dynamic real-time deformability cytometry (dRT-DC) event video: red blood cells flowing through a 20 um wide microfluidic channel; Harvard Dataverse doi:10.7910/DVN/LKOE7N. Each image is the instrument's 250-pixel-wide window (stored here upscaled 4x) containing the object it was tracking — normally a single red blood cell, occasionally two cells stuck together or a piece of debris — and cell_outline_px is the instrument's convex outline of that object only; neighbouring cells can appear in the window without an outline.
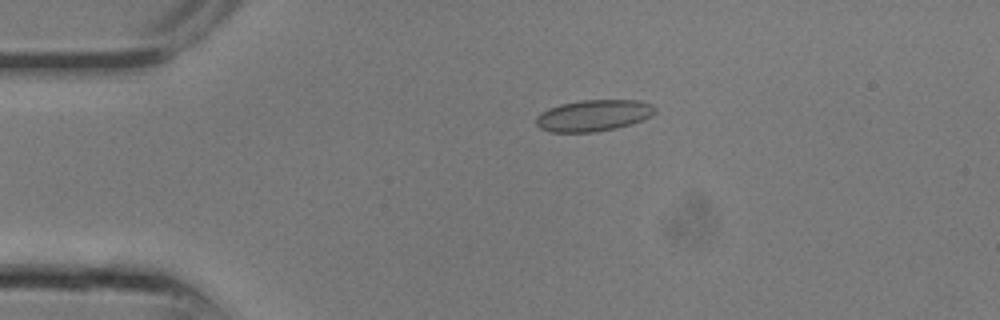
{"species": "common noctule bat (a hibernating species)", "species_latin": "Nyctalus noctula", "temperature_condition": "room temperature", "stored_images_in_passage": 5, "camera_frame_rate_fps": 3000, "um_per_image_px": 0.085, "animal": {"sex": "male", "body_mass_g": 13.3}, "frame": {"image": 1, "passage_image": 1, "time_ms": 0.0, "image_size_px": [1000, 320], "cell_outline_px": [[656, 112], [652, 116], [616, 128], [592, 132], [548, 132], [540, 128], [536, 124], [536, 116], [540, 112], [548, 108], [560, 104], [580, 100], [640, 100], [652, 104], [656, 108]], "centroid_in_image_um": [50.42, 9.81], "position_along_channel_um": 34.6, "area_um2": 21.85}}
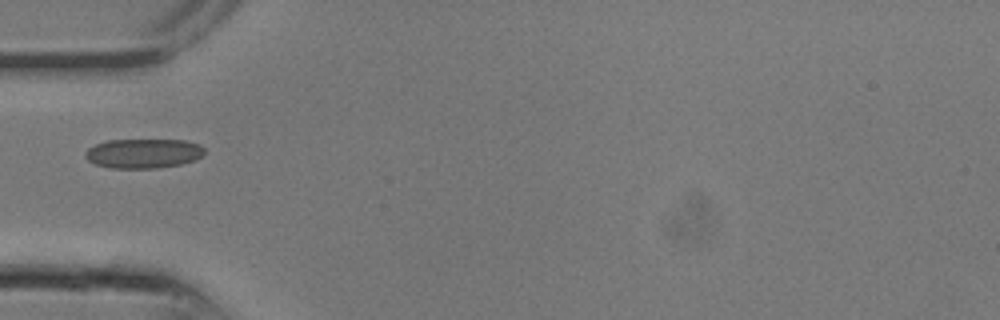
{"frame": {"image": 2, "passage_image": 4, "time_ms": 1.0, "image_size_px": [1000, 320], "cell_outline_px": [[204, 152], [196, 160], [180, 164], [156, 168], [108, 168], [96, 164], [88, 160], [84, 156], [84, 152], [88, 148], [96, 144], [108, 140], [184, 140], [200, 144], [204, 148]], "centroid_in_image_um": [12.17, 13.04], "position_along_channel_um": 72.8, "area_um2": 20.52}}